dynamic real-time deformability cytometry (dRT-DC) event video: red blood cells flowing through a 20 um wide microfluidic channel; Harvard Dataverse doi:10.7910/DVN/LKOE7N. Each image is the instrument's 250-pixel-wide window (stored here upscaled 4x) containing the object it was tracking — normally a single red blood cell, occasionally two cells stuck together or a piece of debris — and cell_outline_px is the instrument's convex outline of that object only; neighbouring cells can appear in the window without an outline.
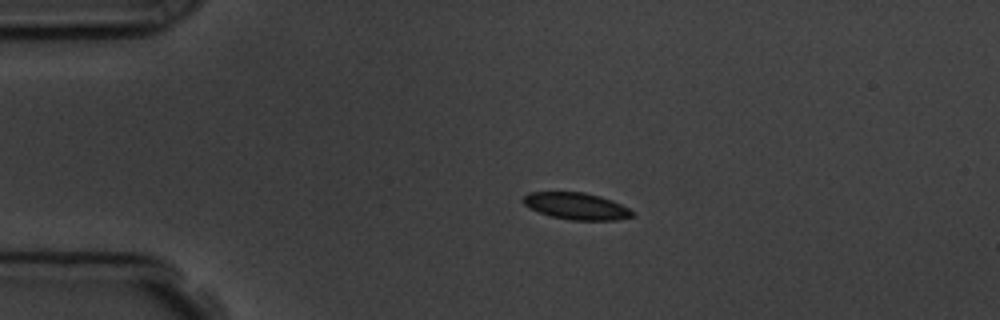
{"species": "common noctule bat (a hibernating species)", "species_latin": "Nyctalus noctula", "temperature_condition": "room temperature", "stored_images_in_passage": 3, "camera_frame_rate_fps": 3000, "um_per_image_px": 0.085, "animal": {"sex": "male", "body_mass_g": 19.5, "forearm_length_mm": 54.6}, "frame": {"image": 1, "passage_image": 2, "time_ms": 2.0, "image_size_px": [1000, 320], "cell_outline_px": [[636, 212], [632, 216], [616, 220], [572, 220], [552, 216], [540, 212], [524, 204], [520, 200], [528, 192], [584, 192], [600, 196], [612, 200]], "centroid_in_image_um": [49.0, 17.51], "position_along_channel_um": 36.0, "area_um2": 16.94}}